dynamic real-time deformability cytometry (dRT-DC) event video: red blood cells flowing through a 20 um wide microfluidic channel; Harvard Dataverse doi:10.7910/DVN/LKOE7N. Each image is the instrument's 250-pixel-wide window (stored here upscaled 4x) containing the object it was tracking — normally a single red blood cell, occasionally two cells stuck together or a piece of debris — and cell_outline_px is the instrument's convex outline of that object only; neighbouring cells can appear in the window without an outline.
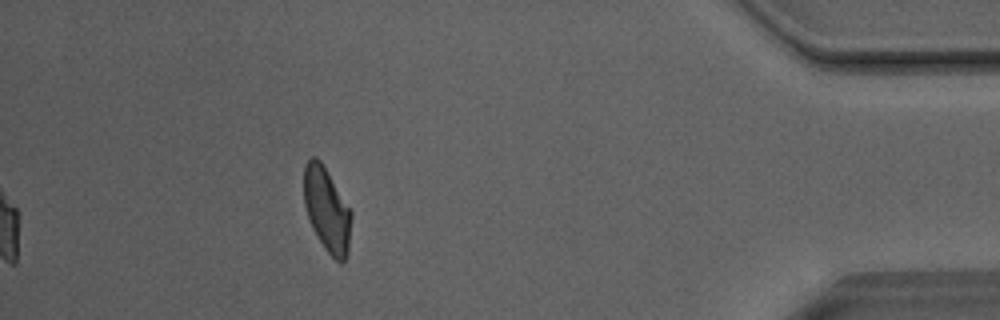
{"species": "Egyptian fruit bat (a non-hibernating species)", "species_latin": "Rousettus aegyptiacus", "temperature_condition": "room temperature", "stored_images_in_passage": 46, "camera_frame_rate_fps": 3000, "um_per_image_px": 0.085, "animal": {"sex": "male"}, "frame": {"image": 1, "passage_image": 46, "time_ms": 15.0, "image_size_px": [1000, 320], "cell_outline_px": [[352, 216], [348, 252], [344, 260], [340, 264], [324, 248], [312, 228], [304, 204], [304, 164], [312, 156], [316, 156], [320, 160], [352, 212]], "centroid_in_image_um": [27.78, 17.83], "position_along_channel_um": 407.4, "area_um2": 23.12}, "authors_computed_cell_mechanics": {"area_um2": 24.6806, "velocity_mm_per_s": 4.0523, "shape_relaxation_time_tau1_ms": 8.3811, "shape_relaxation_time_tau2_ms": 2.5653, "deformation_change_tau1": 0.2264, "deformation_change_tau2": 0.1017}}